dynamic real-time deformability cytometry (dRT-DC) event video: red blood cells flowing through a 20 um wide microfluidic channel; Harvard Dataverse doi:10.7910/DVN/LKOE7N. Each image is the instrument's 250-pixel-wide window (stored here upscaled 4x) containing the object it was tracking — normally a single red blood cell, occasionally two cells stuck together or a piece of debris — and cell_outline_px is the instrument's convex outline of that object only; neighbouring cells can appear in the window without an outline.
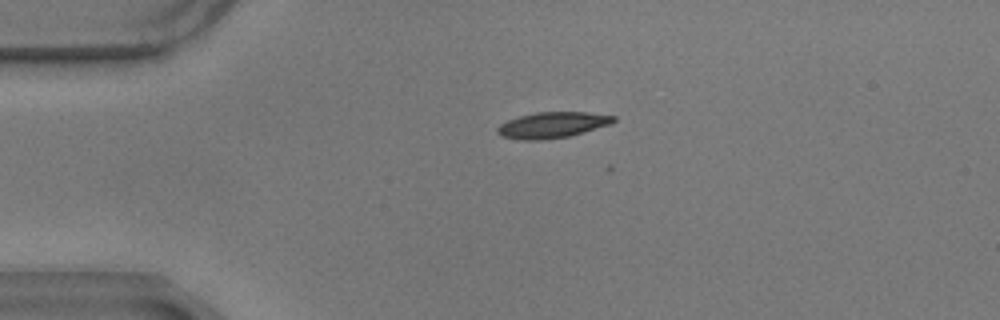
{"species": "common noctule bat (a hibernating species)", "species_latin": "Nyctalus noctula", "temperature_condition": "warm", "stored_images_in_passage": 13, "camera_frame_rate_fps": 3000, "um_per_image_px": 0.085, "animal": {"sex": "male", "body_mass_g": 17.9}, "frame": {"image": 1, "passage_image": 3, "time_ms": 0.667, "image_size_px": [1000, 320], "cell_outline_px": [[616, 120], [612, 124], [568, 136], [540, 140], [524, 140], [504, 136], [496, 132], [496, 128], [500, 124], [508, 120], [520, 116], [536, 112], [584, 112], [616, 116]], "centroid_in_image_um": [46.96, 10.61], "position_along_channel_um": 38.0, "area_um2": 17.34}}
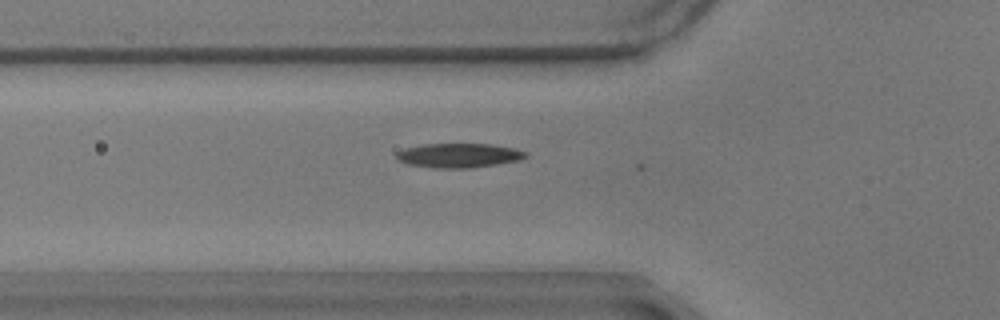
{"frame": {"image": 2, "passage_image": 10, "time_ms": 3.0, "image_size_px": [1000, 320], "cell_outline_px": [[528, 156], [520, 160], [496, 164], [468, 168], [436, 168], [408, 164], [396, 160], [396, 152], [404, 148], [424, 144], [492, 144], [512, 148], [528, 152]], "centroid_in_image_um": [38.98, 13.21], "position_along_channel_um": 86.8, "area_um2": 18.32}}